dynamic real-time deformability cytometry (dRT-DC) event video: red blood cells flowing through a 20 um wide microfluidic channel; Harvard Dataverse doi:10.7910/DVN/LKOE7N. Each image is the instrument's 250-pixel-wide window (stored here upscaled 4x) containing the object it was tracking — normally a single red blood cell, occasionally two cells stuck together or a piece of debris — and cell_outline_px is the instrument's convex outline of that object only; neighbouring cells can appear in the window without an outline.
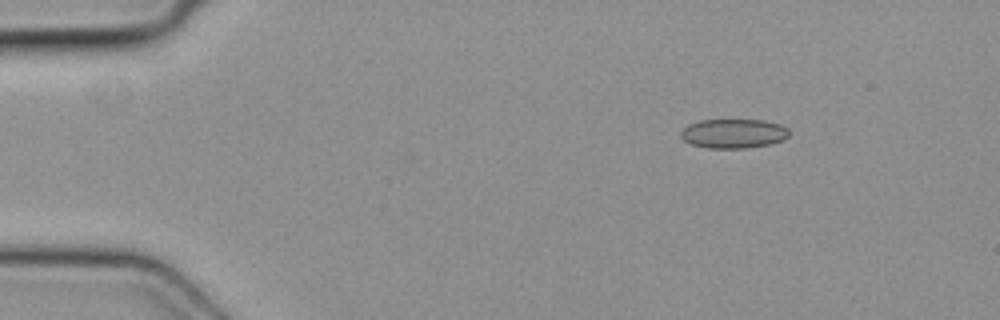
{"species": "common noctule bat (a hibernating species)", "species_latin": "Nyctalus noctula", "temperature_condition": "cold", "stored_images_in_passage": 4, "camera_frame_rate_fps": 3000, "um_per_image_px": 0.085, "animal": {"sex": "female", "body_mass_g": 19.3, "forearm_length_mm": 54.1}, "frame": {"image": 1, "passage_image": 4, "time_ms": 1.0, "image_size_px": [1000, 320], "cell_outline_px": [[788, 136], [784, 140], [768, 144], [744, 148], [708, 148], [692, 144], [684, 140], [680, 136], [680, 132], [688, 124], [700, 120], [764, 120], [780, 124], [788, 128]], "centroid_in_image_um": [62.34, 11.34], "position_along_channel_um": 22.7, "area_um2": 18.44}}